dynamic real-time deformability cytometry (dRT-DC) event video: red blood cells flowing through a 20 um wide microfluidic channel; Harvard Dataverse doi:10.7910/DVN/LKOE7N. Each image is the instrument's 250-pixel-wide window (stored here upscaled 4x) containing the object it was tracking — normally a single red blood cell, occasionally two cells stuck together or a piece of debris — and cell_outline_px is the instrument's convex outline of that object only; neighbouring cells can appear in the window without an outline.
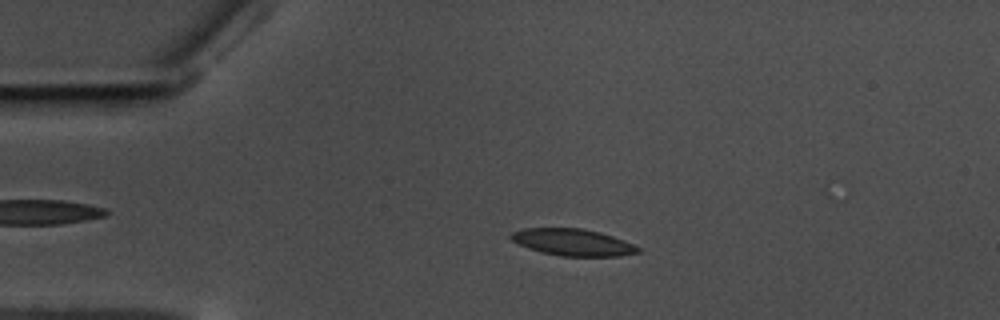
{"species": "common noctule bat (a hibernating species)", "species_latin": "Nyctalus noctula", "temperature_condition": "warm", "stored_images_in_passage": 57, "camera_frame_rate_fps": 3000, "um_per_image_px": 0.085, "animal": {"sex": "male", "body_mass_g": 17.5, "forearm_length_mm": 52.3}, "frame": {"image": 1, "passage_image": 12, "time_ms": 3.667, "image_size_px": [1000, 320], "cell_outline_px": [[640, 252], [620, 256], [560, 256], [528, 248], [512, 240], [508, 236], [512, 232], [524, 228], [584, 228], [600, 232], [624, 240], [640, 248]], "centroid_in_image_um": [48.69, 20.59], "position_along_channel_um": 36.3, "area_um2": 19.77}}
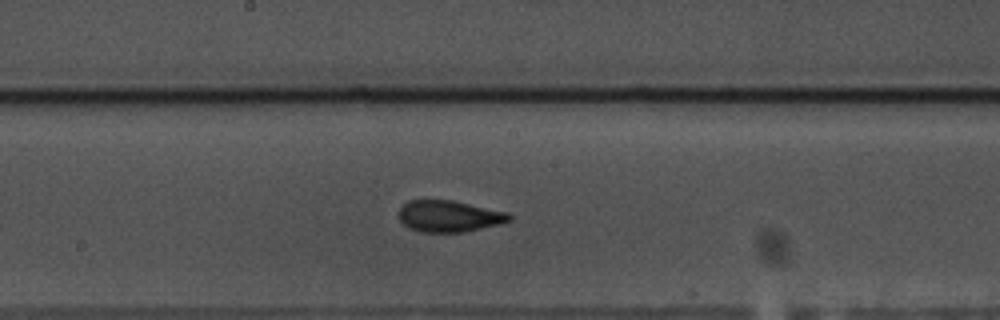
{"frame": {"image": 2, "passage_image": 30, "time_ms": 9.667, "image_size_px": [1000, 320], "cell_outline_px": [[512, 220], [500, 224], [464, 232], [420, 232], [408, 228], [400, 220], [400, 208], [408, 200], [452, 200], [508, 212], [512, 216]], "centroid_in_image_um": [38.19, 18.38], "position_along_channel_um": 210.0, "area_um2": 20.29}}
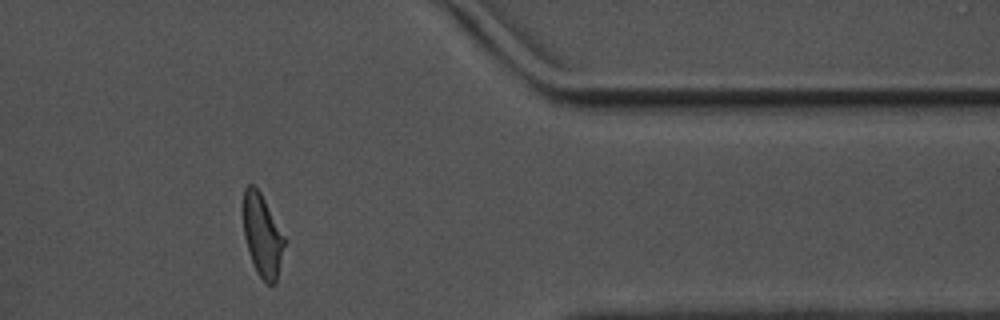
{"frame": {"image": 3, "passage_image": 47, "time_ms": 15.333, "image_size_px": [1000, 320], "cell_outline_px": [[284, 244], [276, 284], [268, 284], [256, 272], [244, 236], [244, 188], [248, 184], [252, 184], [260, 192], [284, 236]], "centroid_in_image_um": [22.29, 20.02], "position_along_channel_um": 389.1, "area_um2": 19.13}, "authors_computed_cell_mechanics": {"area_um2": 19.8832, "velocity_mm_per_s": 3.5124, "shape_relaxation_time_tau1_ms": 4.2035, "shape_relaxation_time_tau2_ms": 1.2978, "deformation_change_tau1": 0.1666, "deformation_change_tau2": 0.0841}}